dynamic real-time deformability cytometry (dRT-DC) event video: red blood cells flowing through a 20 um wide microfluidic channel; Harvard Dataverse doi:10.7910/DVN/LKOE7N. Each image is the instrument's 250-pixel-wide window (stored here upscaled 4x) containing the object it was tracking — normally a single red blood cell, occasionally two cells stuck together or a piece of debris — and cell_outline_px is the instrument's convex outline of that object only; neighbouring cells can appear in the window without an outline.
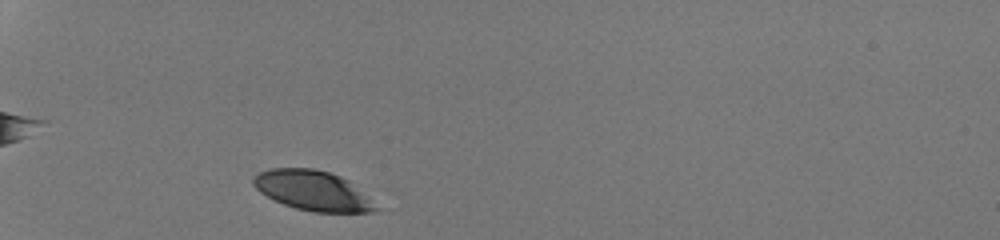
{"species": "human", "species_latin": "Homo sapiens", "temperature_condition": "room temperature", "stored_images_in_passage": 29, "camera_frame_rate_fps": 3000, "um_per_image_px": 0.085, "donor": {"sex": "male"}, "frame": {"image": 1, "passage_image": 1, "time_ms": 0.0, "image_size_px": [1000, 240], "cell_outline_px": [[380, 208], [372, 212], [312, 212], [296, 208], [284, 204], [260, 192], [252, 184], [252, 180], [260, 172], [272, 168], [312, 168], [328, 172], [340, 176], [348, 180]], "centroid_in_image_um": [26.58, 16.2], "position_along_channel_um": 58.4, "area_um2": 28.03}}
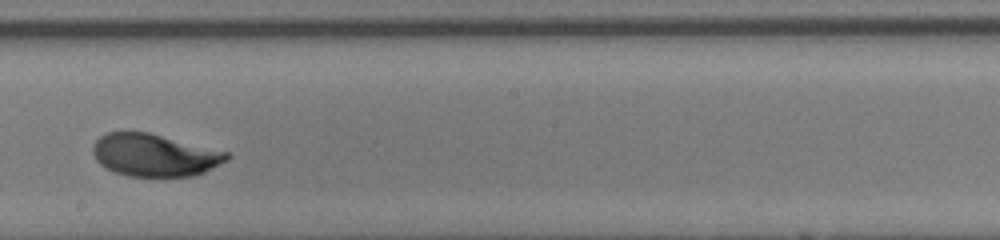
{"frame": {"image": 2, "passage_image": 16, "time_ms": 5.0, "image_size_px": [1000, 240], "cell_outline_px": [[232, 156], [228, 160], [204, 172], [192, 176], [128, 176], [116, 172], [100, 164], [96, 160], [92, 152], [92, 144], [100, 136], [108, 132], [148, 132], [232, 152]], "centroid_in_image_um": [13.18, 13.17], "position_along_channel_um": 235.0, "area_um2": 33.35}}
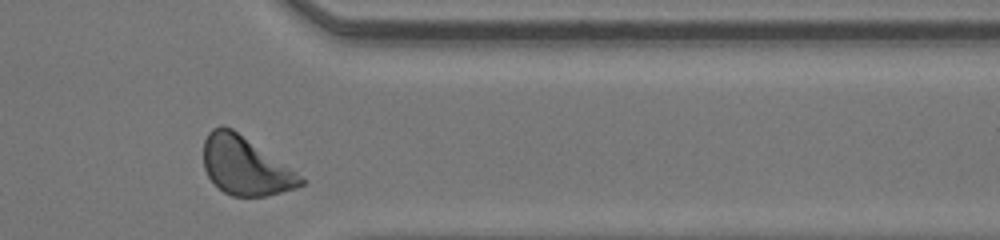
{"frame": {"image": 3, "passage_image": 27, "time_ms": 8.667, "image_size_px": [1000, 240], "cell_outline_px": [[304, 184], [296, 188], [264, 196], [232, 196], [224, 192], [208, 176], [204, 168], [204, 140], [208, 132], [212, 128], [220, 124], [232, 128], [296, 172], [304, 180]], "centroid_in_image_um": [20.81, 14.09], "position_along_channel_um": 390.6, "area_um2": 32.48}, "authors_computed_cell_mechanics": {"area_um2": 33.4084, "velocity_mm_per_s": 4.2737, "shape_relaxation_time_tau1_ms": 2.6167, "shape_relaxation_time_tau2_ms": null, "deformation_change_tau1": 0.1471, "deformation_change_tau2": null}}